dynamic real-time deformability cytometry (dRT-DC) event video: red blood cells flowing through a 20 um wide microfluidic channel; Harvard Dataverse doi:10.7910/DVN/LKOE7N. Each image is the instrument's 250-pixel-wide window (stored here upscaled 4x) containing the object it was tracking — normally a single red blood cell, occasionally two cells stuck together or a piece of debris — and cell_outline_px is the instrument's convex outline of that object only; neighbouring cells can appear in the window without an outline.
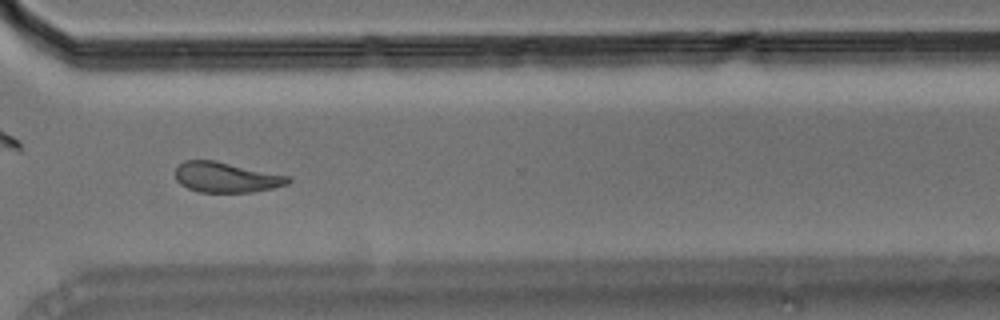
{"species": "Egyptian fruit bat (a non-hibernating species)", "species_latin": "Rousettus aegyptiacus", "temperature_condition": "room temperature", "stored_images_in_passage": 55, "camera_frame_rate_fps": 3000, "um_per_image_px": 0.085, "animal": {"sex": "male"}, "frame": {"image": 1, "passage_image": 40, "time_ms": 13.0, "image_size_px": [1000, 320], "cell_outline_px": [[292, 180], [288, 184], [272, 188], [252, 192], [200, 192], [188, 188], [180, 184], [176, 180], [176, 168], [184, 160], [212, 160], [292, 176]], "centroid_in_image_um": [19.25, 15.07], "position_along_channel_um": 351.3, "area_um2": 19.88}}
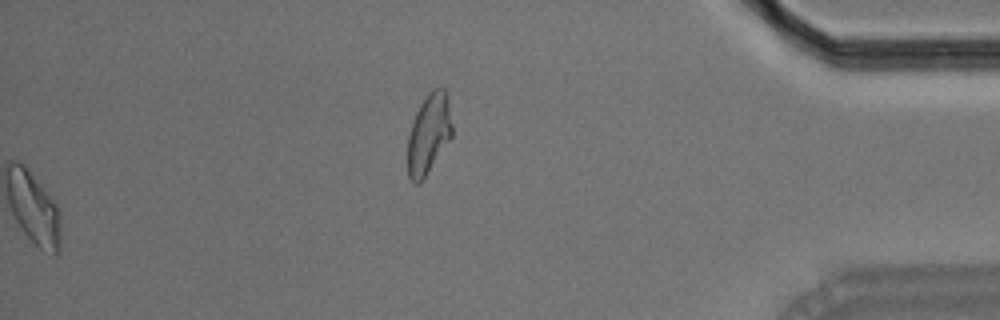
{"frame": {"image": 2, "passage_image": 55, "time_ms": 18.0, "image_size_px": [1000, 320], "cell_outline_px": [[452, 136], [424, 176], [416, 184], [408, 176], [408, 132], [416, 112], [420, 104], [428, 92], [432, 88], [444, 88], [448, 92], [452, 124]], "centroid_in_image_um": [36.45, 11.28], "position_along_channel_um": 398.7, "area_um2": 20.58}, "authors_computed_cell_mechanics": {"area_um2": 20.4612, "velocity_mm_per_s": 3.6234, "shape_relaxation_time_tau1_ms": 6.1892, "shape_relaxation_time_tau2_ms": 6.5549, "deformation_change_tau1": 0.1708, "deformation_change_tau2": 0.1571}}